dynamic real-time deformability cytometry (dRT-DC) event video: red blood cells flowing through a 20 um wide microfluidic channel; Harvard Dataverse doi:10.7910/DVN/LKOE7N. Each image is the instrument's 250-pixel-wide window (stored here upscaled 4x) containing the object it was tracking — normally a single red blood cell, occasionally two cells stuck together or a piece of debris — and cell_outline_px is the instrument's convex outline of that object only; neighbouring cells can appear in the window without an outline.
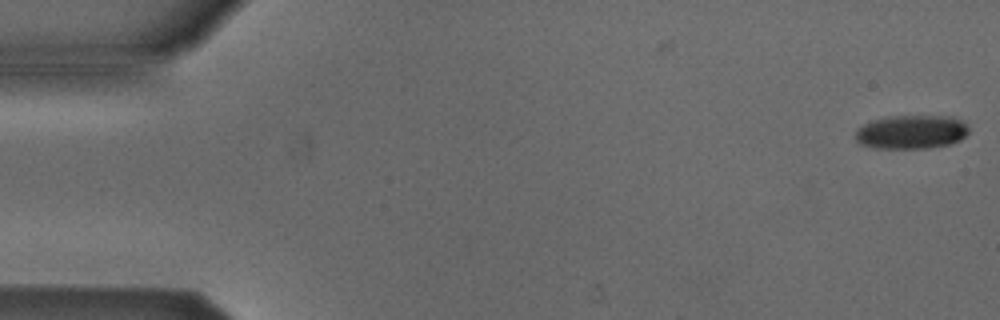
{"species": "Egyptian fruit bat (a non-hibernating species)", "species_latin": "Rousettus aegyptiacus", "temperature_condition": "cold", "stored_images_in_passage": 6, "camera_frame_rate_fps": 3000, "um_per_image_px": 0.085, "animal": {"sex": "male"}, "frame": {"image": 1, "passage_image": 1, "time_ms": 0.0, "image_size_px": [1000, 320], "cell_outline_px": [[968, 132], [960, 140], [948, 144], [928, 148], [872, 148], [860, 144], [856, 140], [856, 132], [864, 124], [872, 120], [896, 116], [952, 116], [960, 120], [968, 128]], "centroid_in_image_um": [77.46, 11.22], "position_along_channel_um": 7.5, "area_um2": 22.08}}